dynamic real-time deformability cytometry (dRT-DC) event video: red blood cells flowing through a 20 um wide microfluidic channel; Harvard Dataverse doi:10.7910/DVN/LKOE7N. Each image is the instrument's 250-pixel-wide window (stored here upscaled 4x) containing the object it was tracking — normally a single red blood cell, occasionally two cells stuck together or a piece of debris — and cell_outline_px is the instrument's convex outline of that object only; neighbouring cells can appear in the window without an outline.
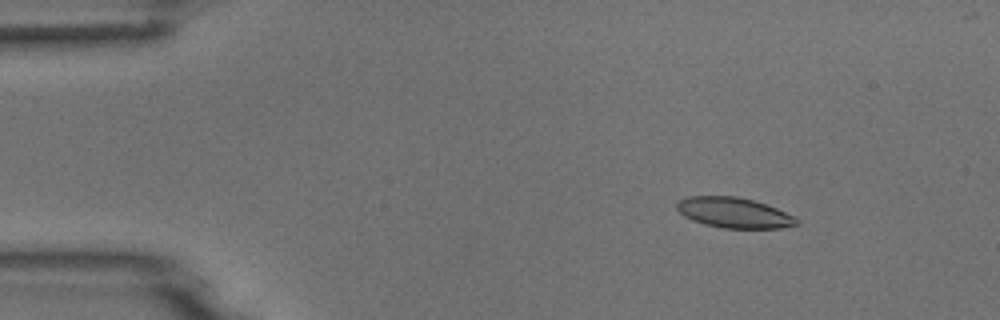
{"species": "common noctule bat (a hibernating species)", "species_latin": "Nyctalus noctula", "temperature_condition": "room temperature", "stored_images_in_passage": 7, "camera_frame_rate_fps": 3000, "um_per_image_px": 0.085, "animal": {"sex": "male", "body_mass_g": 18.8}, "frame": {"image": 1, "passage_image": 3, "time_ms": 2.333, "image_size_px": [1000, 320], "cell_outline_px": [[800, 224], [780, 228], [724, 228], [704, 224], [692, 220], [684, 216], [676, 208], [676, 204], [680, 200], [688, 196], [736, 196], [752, 200], [776, 208], [800, 220]], "centroid_in_image_um": [62.37, 18.08], "position_along_channel_um": 22.6, "area_um2": 21.04}}